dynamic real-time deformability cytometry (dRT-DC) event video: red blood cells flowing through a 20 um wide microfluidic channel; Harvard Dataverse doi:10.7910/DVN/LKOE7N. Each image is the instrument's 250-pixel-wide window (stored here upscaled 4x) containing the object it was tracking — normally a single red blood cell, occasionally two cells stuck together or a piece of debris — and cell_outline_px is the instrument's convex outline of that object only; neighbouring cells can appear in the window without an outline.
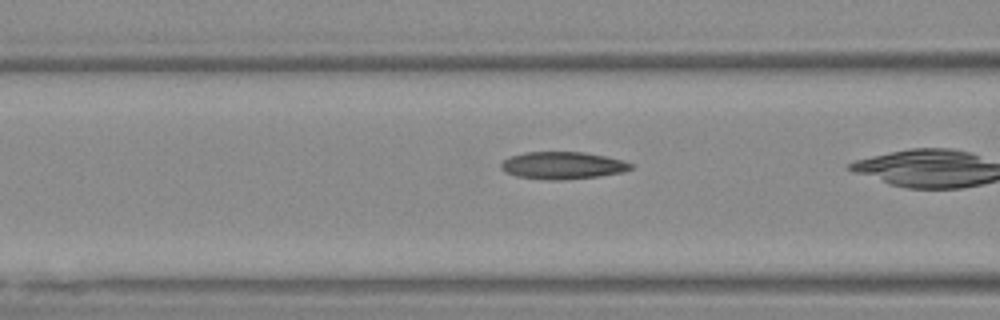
{"species": "Egyptian fruit bat (a non-hibernating species)", "species_latin": "Rousettus aegyptiacus", "temperature_condition": "warm", "stored_images_in_passage": 11, "camera_frame_rate_fps": 3000, "um_per_image_px": 0.085, "animal": {"sex": "female"}, "frame": {"image": 1, "passage_image": 7, "time_ms": 2.0, "image_size_px": [1000, 320], "cell_outline_px": [[632, 168], [624, 172], [600, 176], [560, 180], [548, 180], [516, 176], [504, 172], [500, 168], [500, 164], [508, 156], [524, 152], [584, 152], [624, 160], [632, 164]], "centroid_in_image_um": [47.79, 14.06], "position_along_channel_um": 118.8, "area_um2": 20.81}}
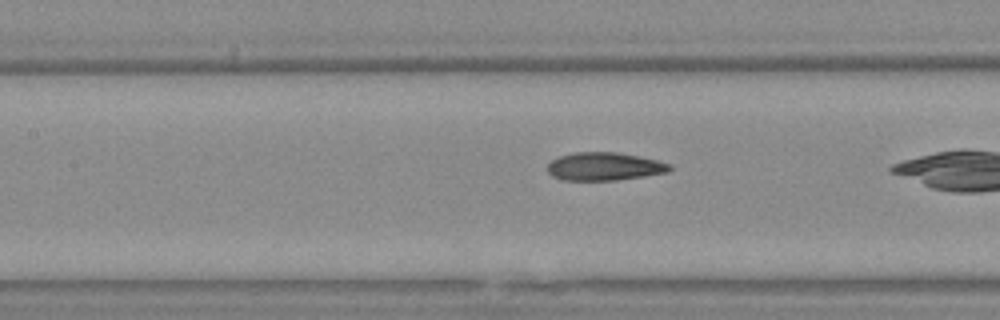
{"frame": {"image": 2, "passage_image": 10, "time_ms": 3.0, "image_size_px": [1000, 320], "cell_outline_px": [[672, 168], [668, 172], [644, 176], [616, 180], [564, 180], [552, 176], [548, 172], [548, 164], [552, 160], [560, 156], [576, 152], [616, 152], [640, 156], [672, 164]], "centroid_in_image_um": [51.39, 14.15], "position_along_channel_um": 156.0, "area_um2": 19.94}}